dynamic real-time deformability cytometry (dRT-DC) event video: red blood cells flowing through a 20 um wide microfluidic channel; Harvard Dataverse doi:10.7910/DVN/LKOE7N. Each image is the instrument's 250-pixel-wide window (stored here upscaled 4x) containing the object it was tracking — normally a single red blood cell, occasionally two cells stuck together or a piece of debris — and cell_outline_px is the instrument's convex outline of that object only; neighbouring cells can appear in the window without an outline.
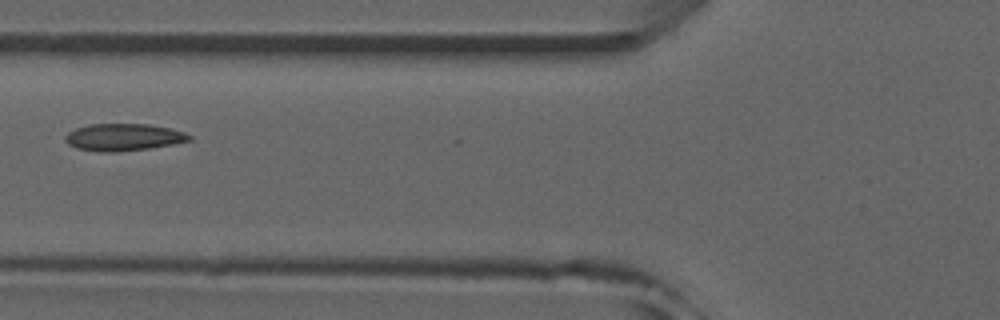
{"species": "common noctule bat (a hibernating species)", "species_latin": "Nyctalus noctula", "temperature_condition": "room temperature", "stored_images_in_passage": 7, "camera_frame_rate_fps": 3000, "um_per_image_px": 0.085, "animal": {"sex": "male", "forearm_length_mm": 52.5}, "frame": {"image": 1, "passage_image": 6, "time_ms": 6.0, "image_size_px": [1000, 320], "cell_outline_px": [[192, 140], [172, 144], [148, 148], [116, 152], [100, 152], [76, 148], [68, 144], [64, 140], [64, 136], [68, 132], [76, 128], [88, 124], [148, 124], [168, 128], [184, 132], [192, 136]], "centroid_in_image_um": [10.46, 11.66], "position_along_channel_um": 115.3, "area_um2": 19.59}}
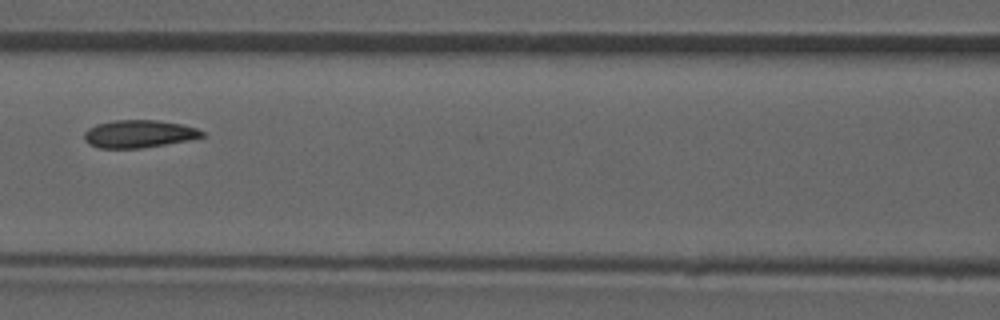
{"frame": {"image": 2, "passage_image": 7, "time_ms": 7.0, "image_size_px": [1000, 320], "cell_outline_px": [[204, 136], [188, 140], [140, 148], [100, 148], [88, 144], [84, 140], [84, 132], [88, 128], [96, 124], [112, 120], [156, 120], [180, 124], [196, 128], [204, 132]], "centroid_in_image_um": [11.75, 11.37], "position_along_channel_um": 154.9, "area_um2": 18.9}}